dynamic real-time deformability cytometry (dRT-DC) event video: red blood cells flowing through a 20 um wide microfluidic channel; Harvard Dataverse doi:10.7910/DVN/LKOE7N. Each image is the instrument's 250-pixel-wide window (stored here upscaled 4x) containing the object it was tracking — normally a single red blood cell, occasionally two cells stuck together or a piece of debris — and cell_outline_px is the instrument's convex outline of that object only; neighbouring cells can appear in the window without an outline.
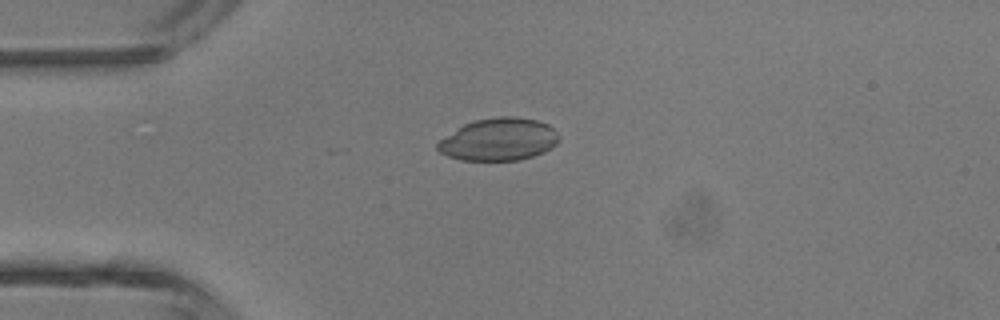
{"species": "common noctule bat (a hibernating species)", "species_latin": "Nyctalus noctula", "temperature_condition": "room temperature", "stored_images_in_passage": 1, "camera_frame_rate_fps": 3000, "um_per_image_px": 0.085, "animal": {"sex": "male", "body_mass_g": 13.3}, "frame": {"image": 1, "passage_image": 1, "time_ms": 0.0, "image_size_px": [1000, 320], "cell_outline_px": [[556, 144], [552, 148], [544, 152], [520, 160], [460, 160], [448, 156], [440, 152], [436, 148], [436, 144], [440, 140], [464, 124], [476, 120], [500, 116], [516, 116], [536, 120], [548, 124], [556, 132]], "centroid_in_image_um": [42.38, 11.85], "position_along_channel_um": 42.6, "area_um2": 29.77}}